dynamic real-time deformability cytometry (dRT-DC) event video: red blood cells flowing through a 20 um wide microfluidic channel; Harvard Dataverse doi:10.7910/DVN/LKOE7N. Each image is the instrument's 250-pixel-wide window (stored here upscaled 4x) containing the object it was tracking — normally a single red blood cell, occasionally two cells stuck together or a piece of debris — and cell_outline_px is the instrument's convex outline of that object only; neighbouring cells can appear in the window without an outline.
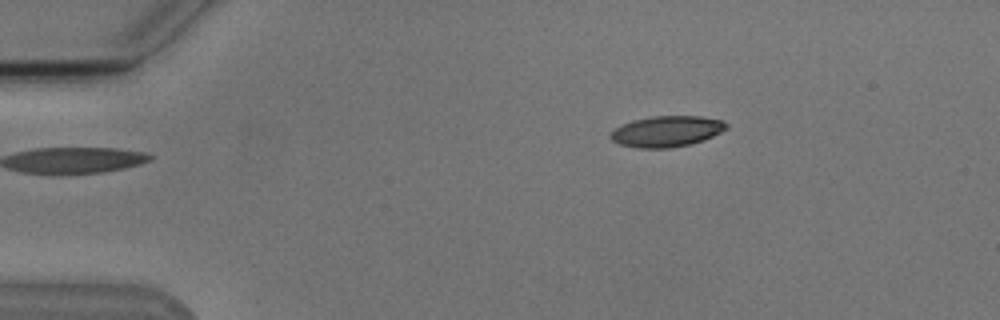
{"species": "Egyptian fruit bat (a non-hibernating species)", "species_latin": "Rousettus aegyptiacus", "temperature_condition": "cold", "stored_images_in_passage": 3, "camera_frame_rate_fps": 3000, "um_per_image_px": 0.085, "animal": {"sex": "male"}, "frame": {"image": 1, "passage_image": 1, "time_ms": 0.0, "image_size_px": [1000, 320], "cell_outline_px": [[728, 128], [704, 140], [688, 144], [668, 148], [636, 148], [620, 144], [612, 140], [608, 136], [616, 128], [632, 120], [652, 116], [700, 116], [724, 120], [728, 124]], "centroid_in_image_um": [56.68, 11.16], "position_along_channel_um": 28.3, "area_um2": 20.81}}